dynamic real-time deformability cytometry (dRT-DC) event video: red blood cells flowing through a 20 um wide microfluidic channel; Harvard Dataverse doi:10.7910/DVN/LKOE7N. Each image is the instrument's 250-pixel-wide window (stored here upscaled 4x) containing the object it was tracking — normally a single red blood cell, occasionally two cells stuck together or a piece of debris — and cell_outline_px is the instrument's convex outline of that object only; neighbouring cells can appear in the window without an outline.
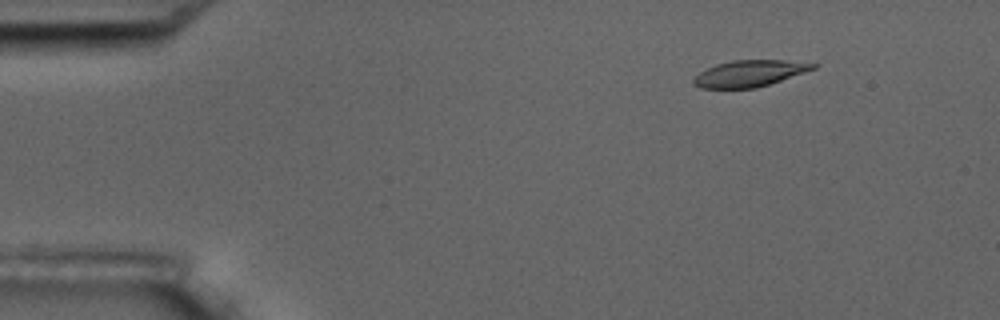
{"species": "common noctule bat (a hibernating species)", "species_latin": "Nyctalus noctula", "temperature_condition": "room temperature", "stored_images_in_passage": 5, "camera_frame_rate_fps": 3000, "um_per_image_px": 0.085, "animal": {"sex": "male", "body_mass_g": 17.5, "forearm_length_mm": 52.3}, "frame": {"image": 1, "passage_image": 2, "time_ms": 1.0, "image_size_px": [1000, 320], "cell_outline_px": [[820, 64], [816, 68], [756, 88], [700, 88], [692, 80], [700, 72], [716, 64], [732, 60], [784, 60]], "centroid_in_image_um": [63.71, 6.23], "position_along_channel_um": 21.3, "area_um2": 18.09}}
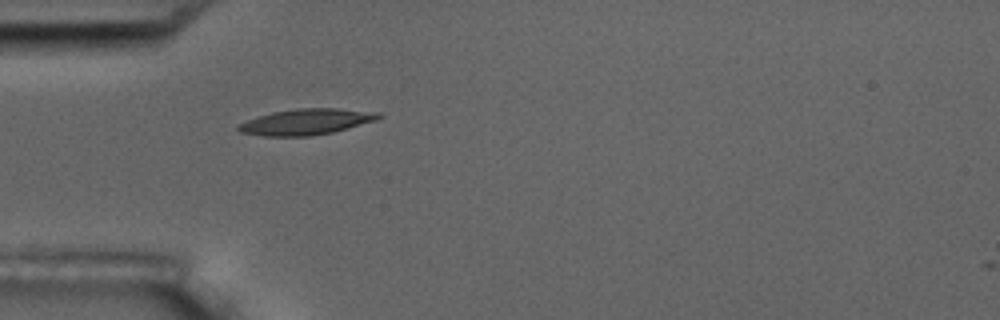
{"frame": {"image": 2, "passage_image": 5, "time_ms": 4.333, "image_size_px": [1000, 320], "cell_outline_px": [[384, 116], [376, 120], [332, 132], [312, 136], [264, 136], [240, 132], [236, 128], [240, 124], [248, 120], [272, 112], [300, 108], [336, 108], [380, 112]], "centroid_in_image_um": [26.07, 10.35], "position_along_channel_um": 58.9, "area_um2": 20.98}}